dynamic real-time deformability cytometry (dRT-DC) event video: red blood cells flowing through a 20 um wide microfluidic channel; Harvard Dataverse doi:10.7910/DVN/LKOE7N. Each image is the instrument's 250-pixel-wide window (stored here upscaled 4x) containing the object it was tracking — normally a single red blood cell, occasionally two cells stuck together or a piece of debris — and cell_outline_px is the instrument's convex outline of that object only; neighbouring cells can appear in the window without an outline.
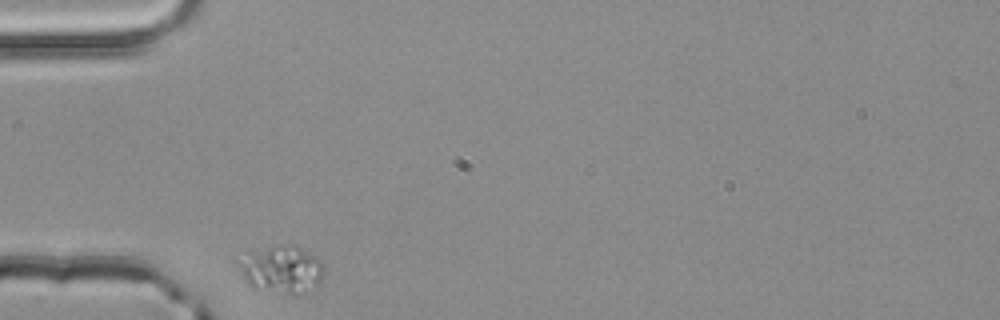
{"species": "common noctule bat (a hibernating species)", "species_latin": "Nyctalus noctula", "temperature_condition": "room temperature", "stored_images_in_passage": 31, "camera_frame_rate_fps": 3000, "um_per_image_px": 0.085, "animal": {"sex": "male", "body_mass_g": 20.4}, "frame": {"image": 1, "passage_image": 1, "time_ms": 0.0, "image_size_px": [1000, 320], "cell_outline_px": [[324, 276], [320, 288], [296, 296], [252, 288], [248, 284], [232, 260], [248, 252], [280, 244], [296, 244], [316, 256], [324, 264]], "centroid_in_image_um": [23.95, 22.91], "position_along_channel_um": 61.0, "area_um2": 25.03}}
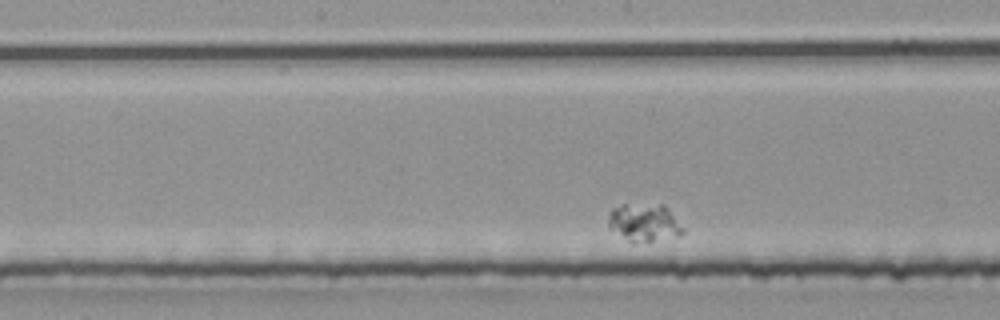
{"frame": {"image": 2, "passage_image": 14, "time_ms": 4.333, "image_size_px": [1000, 320], "cell_outline_px": [[684, 232], [680, 236], [632, 244], [608, 228], [608, 216], [612, 208], [620, 204], [664, 204], [684, 228]], "centroid_in_image_um": [54.73, 18.93], "position_along_channel_um": 193.5, "area_um2": 16.82}}
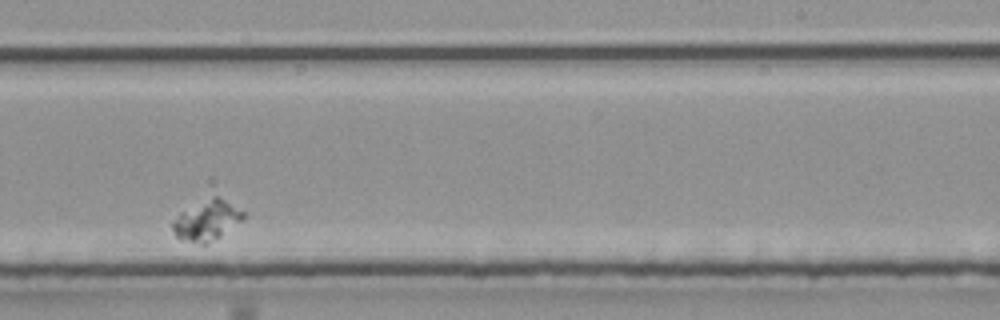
{"frame": {"image": 3, "passage_image": 21, "time_ms": 6.667, "image_size_px": [1000, 320], "cell_outline_px": [[244, 216], [240, 220], [220, 236], [204, 244], [200, 244], [180, 240], [176, 236], [172, 228], [172, 220], [180, 212], [212, 196], [216, 196], [224, 200], [244, 212]], "centroid_in_image_um": [17.51, 18.75], "position_along_channel_um": 271.5, "area_um2": 16.07}}